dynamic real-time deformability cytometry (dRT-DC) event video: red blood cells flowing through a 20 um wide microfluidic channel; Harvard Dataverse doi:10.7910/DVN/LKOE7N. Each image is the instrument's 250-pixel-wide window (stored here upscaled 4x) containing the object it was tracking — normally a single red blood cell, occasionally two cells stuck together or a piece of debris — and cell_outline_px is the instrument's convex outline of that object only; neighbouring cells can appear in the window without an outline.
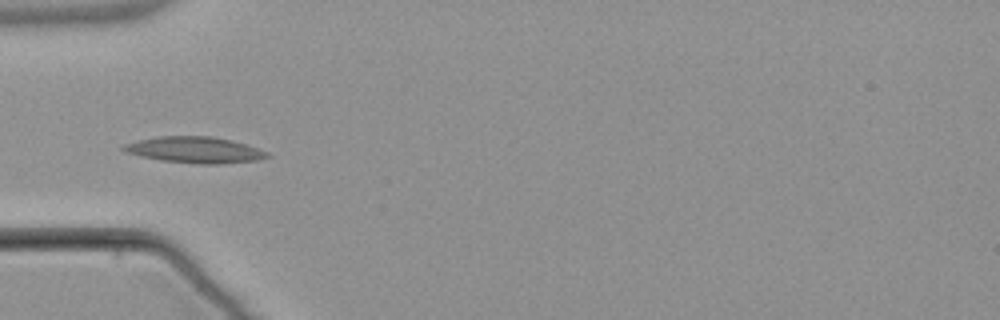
{"species": "common noctule bat (a hibernating species)", "species_latin": "Nyctalus noctula", "temperature_condition": "warm", "stored_images_in_passage": 8, "camera_frame_rate_fps": 3000, "um_per_image_px": 0.085, "animal": {"sex": "male", "body_mass_g": 21.5, "forearm_length_mm": 52.0}, "frame": {"image": 1, "passage_image": 6, "time_ms": 6.0, "image_size_px": [1000, 320], "cell_outline_px": [[272, 156], [256, 160], [220, 164], [196, 164], [160, 160], [140, 156], [128, 152], [120, 148], [124, 144], [140, 140], [160, 136], [212, 136], [232, 140], [268, 152]], "centroid_in_image_um": [16.57, 12.74], "position_along_channel_um": 68.4, "area_um2": 21.79}}
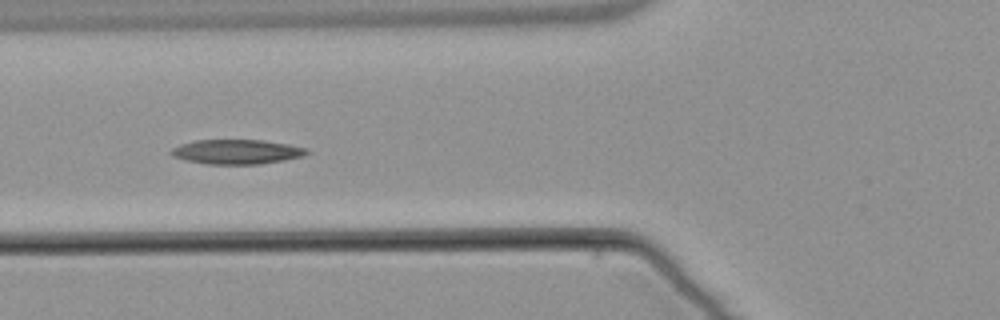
{"frame": {"image": 2, "passage_image": 7, "time_ms": 7.0, "image_size_px": [1000, 320], "cell_outline_px": [[312, 152], [304, 156], [284, 160], [260, 164], [208, 164], [188, 160], [172, 156], [168, 152], [172, 148], [180, 144], [196, 140], [260, 140], [288, 144], [308, 148]], "centroid_in_image_um": [20.16, 12.9], "position_along_channel_um": 105.6, "area_um2": 19.48}}